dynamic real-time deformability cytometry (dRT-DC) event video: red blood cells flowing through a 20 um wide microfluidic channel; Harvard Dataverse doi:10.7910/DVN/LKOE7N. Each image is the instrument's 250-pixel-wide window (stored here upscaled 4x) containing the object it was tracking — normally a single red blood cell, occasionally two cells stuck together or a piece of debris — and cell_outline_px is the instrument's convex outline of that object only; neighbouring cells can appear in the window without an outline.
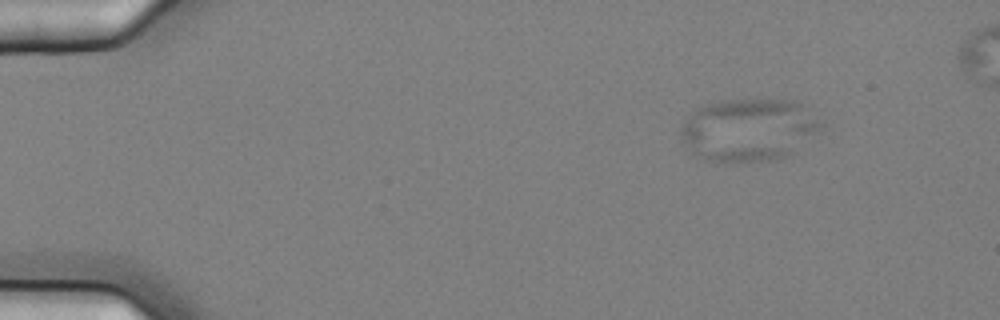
{"species": "common noctule bat (a hibernating species)", "species_latin": "Nyctalus noctula", "temperature_condition": "cold", "stored_images_in_passage": 5, "segment_of_instrument_passage": [1, 2], "camera_frame_rate_fps": 3000, "um_per_image_px": 0.085, "animal": {"sex": "female", "body_mass_g": 25.1}, "frame": {"image": 1, "passage_image": 1, "time_ms": 0.0, "image_size_px": [1000, 320], "cell_outline_px": [[824, 124], [820, 132], [792, 152], [784, 156], [772, 160], [740, 164], [708, 160], [696, 156], [680, 140], [680, 128], [684, 120], [700, 108], [708, 104], [720, 100], [796, 100]], "centroid_in_image_um": [63.62, 11.06], "position_along_channel_um": 21.4, "area_um2": 51.44}}
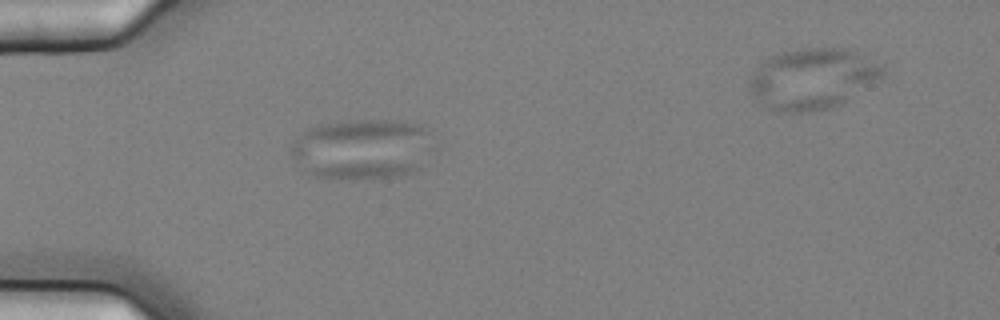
{"frame": {"image": 2, "passage_image": 4, "time_ms": 1.0, "image_size_px": [1000, 320], "cell_outline_px": [[436, 148], [420, 168], [416, 172], [404, 176], [320, 176], [300, 168], [292, 156], [292, 144], [308, 128], [316, 124], [348, 120], [404, 120], [420, 124], [432, 128]], "centroid_in_image_um": [30.96, 12.59], "position_along_channel_um": 54.0, "area_um2": 50.52}}